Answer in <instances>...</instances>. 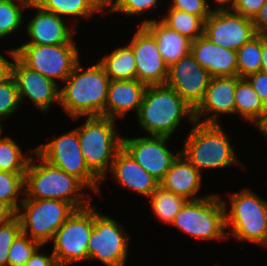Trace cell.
Wrapping results in <instances>:
<instances>
[{
	"label": "cell",
	"instance_id": "1",
	"mask_svg": "<svg viewBox=\"0 0 267 266\" xmlns=\"http://www.w3.org/2000/svg\"><path fill=\"white\" fill-rule=\"evenodd\" d=\"M81 70V71H80ZM60 89V106L74 120L81 116H104L110 79L102 65L83 70L78 61Z\"/></svg>",
	"mask_w": 267,
	"mask_h": 266
},
{
	"label": "cell",
	"instance_id": "2",
	"mask_svg": "<svg viewBox=\"0 0 267 266\" xmlns=\"http://www.w3.org/2000/svg\"><path fill=\"white\" fill-rule=\"evenodd\" d=\"M30 152L40 163L34 164L35 159L31 156L24 176L26 198L23 196V199H56L70 203L75 209L90 205L92 198L81 193L87 186L80 179L49 164L35 149Z\"/></svg>",
	"mask_w": 267,
	"mask_h": 266
},
{
	"label": "cell",
	"instance_id": "3",
	"mask_svg": "<svg viewBox=\"0 0 267 266\" xmlns=\"http://www.w3.org/2000/svg\"><path fill=\"white\" fill-rule=\"evenodd\" d=\"M138 123L150 135L168 136L186 118L194 123V109L166 84L147 86L137 114Z\"/></svg>",
	"mask_w": 267,
	"mask_h": 266
},
{
	"label": "cell",
	"instance_id": "4",
	"mask_svg": "<svg viewBox=\"0 0 267 266\" xmlns=\"http://www.w3.org/2000/svg\"><path fill=\"white\" fill-rule=\"evenodd\" d=\"M181 154L200 172L240 164L221 124L194 121Z\"/></svg>",
	"mask_w": 267,
	"mask_h": 266
},
{
	"label": "cell",
	"instance_id": "5",
	"mask_svg": "<svg viewBox=\"0 0 267 266\" xmlns=\"http://www.w3.org/2000/svg\"><path fill=\"white\" fill-rule=\"evenodd\" d=\"M115 121L104 116H90L85 124L76 128L85 163L102 182L122 147Z\"/></svg>",
	"mask_w": 267,
	"mask_h": 266
},
{
	"label": "cell",
	"instance_id": "6",
	"mask_svg": "<svg viewBox=\"0 0 267 266\" xmlns=\"http://www.w3.org/2000/svg\"><path fill=\"white\" fill-rule=\"evenodd\" d=\"M230 212L225 207L226 228L239 241L267 246V201L249 189L230 194Z\"/></svg>",
	"mask_w": 267,
	"mask_h": 266
},
{
	"label": "cell",
	"instance_id": "7",
	"mask_svg": "<svg viewBox=\"0 0 267 266\" xmlns=\"http://www.w3.org/2000/svg\"><path fill=\"white\" fill-rule=\"evenodd\" d=\"M181 231L205 240L227 239L225 207L218 194L188 200L171 223ZM225 229V230H224Z\"/></svg>",
	"mask_w": 267,
	"mask_h": 266
},
{
	"label": "cell",
	"instance_id": "8",
	"mask_svg": "<svg viewBox=\"0 0 267 266\" xmlns=\"http://www.w3.org/2000/svg\"><path fill=\"white\" fill-rule=\"evenodd\" d=\"M19 199L21 206L16 216L20 220L22 232L26 235L29 232L31 239L41 245L52 241L56 231L76 210L70 203L56 199Z\"/></svg>",
	"mask_w": 267,
	"mask_h": 266
},
{
	"label": "cell",
	"instance_id": "9",
	"mask_svg": "<svg viewBox=\"0 0 267 266\" xmlns=\"http://www.w3.org/2000/svg\"><path fill=\"white\" fill-rule=\"evenodd\" d=\"M94 227V206L76 209L56 231L53 255L57 266L88 260V243Z\"/></svg>",
	"mask_w": 267,
	"mask_h": 266
},
{
	"label": "cell",
	"instance_id": "10",
	"mask_svg": "<svg viewBox=\"0 0 267 266\" xmlns=\"http://www.w3.org/2000/svg\"><path fill=\"white\" fill-rule=\"evenodd\" d=\"M75 43L57 45L22 44L16 49V57L30 69L43 76L65 81L79 61Z\"/></svg>",
	"mask_w": 267,
	"mask_h": 266
},
{
	"label": "cell",
	"instance_id": "11",
	"mask_svg": "<svg viewBox=\"0 0 267 266\" xmlns=\"http://www.w3.org/2000/svg\"><path fill=\"white\" fill-rule=\"evenodd\" d=\"M35 152L49 164L76 176L87 188L100 192L102 181L86 165L76 129L36 147Z\"/></svg>",
	"mask_w": 267,
	"mask_h": 266
},
{
	"label": "cell",
	"instance_id": "12",
	"mask_svg": "<svg viewBox=\"0 0 267 266\" xmlns=\"http://www.w3.org/2000/svg\"><path fill=\"white\" fill-rule=\"evenodd\" d=\"M95 209L94 206V227L88 243V260L97 259L107 266H125L128 234L115 220Z\"/></svg>",
	"mask_w": 267,
	"mask_h": 266
},
{
	"label": "cell",
	"instance_id": "13",
	"mask_svg": "<svg viewBox=\"0 0 267 266\" xmlns=\"http://www.w3.org/2000/svg\"><path fill=\"white\" fill-rule=\"evenodd\" d=\"M256 34L252 20L228 7L217 6L204 22V36L226 49L237 51Z\"/></svg>",
	"mask_w": 267,
	"mask_h": 266
},
{
	"label": "cell",
	"instance_id": "14",
	"mask_svg": "<svg viewBox=\"0 0 267 266\" xmlns=\"http://www.w3.org/2000/svg\"><path fill=\"white\" fill-rule=\"evenodd\" d=\"M168 136L149 135L138 138H122V148L139 165L159 182L164 178L172 163L181 154L167 148Z\"/></svg>",
	"mask_w": 267,
	"mask_h": 266
},
{
	"label": "cell",
	"instance_id": "15",
	"mask_svg": "<svg viewBox=\"0 0 267 266\" xmlns=\"http://www.w3.org/2000/svg\"><path fill=\"white\" fill-rule=\"evenodd\" d=\"M14 60L11 75L14 78L20 103L28 97L41 111L47 112L52 102L60 104V89L57 82L25 66L17 57L16 49L8 50Z\"/></svg>",
	"mask_w": 267,
	"mask_h": 266
},
{
	"label": "cell",
	"instance_id": "16",
	"mask_svg": "<svg viewBox=\"0 0 267 266\" xmlns=\"http://www.w3.org/2000/svg\"><path fill=\"white\" fill-rule=\"evenodd\" d=\"M211 75L189 53L168 67L166 85L173 88L193 109L203 100Z\"/></svg>",
	"mask_w": 267,
	"mask_h": 266
},
{
	"label": "cell",
	"instance_id": "17",
	"mask_svg": "<svg viewBox=\"0 0 267 266\" xmlns=\"http://www.w3.org/2000/svg\"><path fill=\"white\" fill-rule=\"evenodd\" d=\"M138 26L129 44L136 61V79L146 86L163 85L168 77V66L154 36L143 25Z\"/></svg>",
	"mask_w": 267,
	"mask_h": 266
},
{
	"label": "cell",
	"instance_id": "18",
	"mask_svg": "<svg viewBox=\"0 0 267 266\" xmlns=\"http://www.w3.org/2000/svg\"><path fill=\"white\" fill-rule=\"evenodd\" d=\"M239 79V76L211 77L203 100L194 109L195 121L220 124L219 114H235L234 95Z\"/></svg>",
	"mask_w": 267,
	"mask_h": 266
},
{
	"label": "cell",
	"instance_id": "19",
	"mask_svg": "<svg viewBox=\"0 0 267 266\" xmlns=\"http://www.w3.org/2000/svg\"><path fill=\"white\" fill-rule=\"evenodd\" d=\"M28 8H35L37 13L26 26L31 41L25 44L57 45L74 43V30L67 27L62 17L44 10L36 2H30Z\"/></svg>",
	"mask_w": 267,
	"mask_h": 266
},
{
	"label": "cell",
	"instance_id": "20",
	"mask_svg": "<svg viewBox=\"0 0 267 266\" xmlns=\"http://www.w3.org/2000/svg\"><path fill=\"white\" fill-rule=\"evenodd\" d=\"M191 54L211 77L238 76L236 51L215 45L204 35L192 41Z\"/></svg>",
	"mask_w": 267,
	"mask_h": 266
},
{
	"label": "cell",
	"instance_id": "21",
	"mask_svg": "<svg viewBox=\"0 0 267 266\" xmlns=\"http://www.w3.org/2000/svg\"><path fill=\"white\" fill-rule=\"evenodd\" d=\"M110 172L122 187L146 197H150L160 186V182L145 171L122 147L115 156Z\"/></svg>",
	"mask_w": 267,
	"mask_h": 266
},
{
	"label": "cell",
	"instance_id": "22",
	"mask_svg": "<svg viewBox=\"0 0 267 266\" xmlns=\"http://www.w3.org/2000/svg\"><path fill=\"white\" fill-rule=\"evenodd\" d=\"M146 87L137 79L110 80L105 103V117L116 120L117 117L122 118L134 109L137 115Z\"/></svg>",
	"mask_w": 267,
	"mask_h": 266
},
{
	"label": "cell",
	"instance_id": "23",
	"mask_svg": "<svg viewBox=\"0 0 267 266\" xmlns=\"http://www.w3.org/2000/svg\"><path fill=\"white\" fill-rule=\"evenodd\" d=\"M201 182V172L180 154L160 181V186L187 200H198L204 198L196 195L200 190Z\"/></svg>",
	"mask_w": 267,
	"mask_h": 266
},
{
	"label": "cell",
	"instance_id": "24",
	"mask_svg": "<svg viewBox=\"0 0 267 266\" xmlns=\"http://www.w3.org/2000/svg\"><path fill=\"white\" fill-rule=\"evenodd\" d=\"M140 24L156 39L159 52L168 67L191 53L192 40L169 28L161 20L147 19Z\"/></svg>",
	"mask_w": 267,
	"mask_h": 266
},
{
	"label": "cell",
	"instance_id": "25",
	"mask_svg": "<svg viewBox=\"0 0 267 266\" xmlns=\"http://www.w3.org/2000/svg\"><path fill=\"white\" fill-rule=\"evenodd\" d=\"M235 114L257 126L263 119L266 105L246 78H240L235 91Z\"/></svg>",
	"mask_w": 267,
	"mask_h": 266
},
{
	"label": "cell",
	"instance_id": "26",
	"mask_svg": "<svg viewBox=\"0 0 267 266\" xmlns=\"http://www.w3.org/2000/svg\"><path fill=\"white\" fill-rule=\"evenodd\" d=\"M99 63L110 80L136 79V61L129 45L115 49L105 55Z\"/></svg>",
	"mask_w": 267,
	"mask_h": 266
},
{
	"label": "cell",
	"instance_id": "27",
	"mask_svg": "<svg viewBox=\"0 0 267 266\" xmlns=\"http://www.w3.org/2000/svg\"><path fill=\"white\" fill-rule=\"evenodd\" d=\"M44 10L64 18V16L91 17L94 13H105V0H37ZM105 9V10H104Z\"/></svg>",
	"mask_w": 267,
	"mask_h": 266
},
{
	"label": "cell",
	"instance_id": "28",
	"mask_svg": "<svg viewBox=\"0 0 267 266\" xmlns=\"http://www.w3.org/2000/svg\"><path fill=\"white\" fill-rule=\"evenodd\" d=\"M149 198H151L150 205L155 217L169 225L188 201L185 197L167 191L161 186H159Z\"/></svg>",
	"mask_w": 267,
	"mask_h": 266
},
{
	"label": "cell",
	"instance_id": "29",
	"mask_svg": "<svg viewBox=\"0 0 267 266\" xmlns=\"http://www.w3.org/2000/svg\"><path fill=\"white\" fill-rule=\"evenodd\" d=\"M160 20L169 28L188 37L192 41L204 35L205 21L200 16L169 7L166 16Z\"/></svg>",
	"mask_w": 267,
	"mask_h": 266
},
{
	"label": "cell",
	"instance_id": "30",
	"mask_svg": "<svg viewBox=\"0 0 267 266\" xmlns=\"http://www.w3.org/2000/svg\"><path fill=\"white\" fill-rule=\"evenodd\" d=\"M262 34H256L236 51L238 76L246 78L261 71Z\"/></svg>",
	"mask_w": 267,
	"mask_h": 266
},
{
	"label": "cell",
	"instance_id": "31",
	"mask_svg": "<svg viewBox=\"0 0 267 266\" xmlns=\"http://www.w3.org/2000/svg\"><path fill=\"white\" fill-rule=\"evenodd\" d=\"M30 158L11 137L0 138V171L25 173Z\"/></svg>",
	"mask_w": 267,
	"mask_h": 266
},
{
	"label": "cell",
	"instance_id": "32",
	"mask_svg": "<svg viewBox=\"0 0 267 266\" xmlns=\"http://www.w3.org/2000/svg\"><path fill=\"white\" fill-rule=\"evenodd\" d=\"M29 3L27 0H0V38L19 29L23 21L22 10Z\"/></svg>",
	"mask_w": 267,
	"mask_h": 266
},
{
	"label": "cell",
	"instance_id": "33",
	"mask_svg": "<svg viewBox=\"0 0 267 266\" xmlns=\"http://www.w3.org/2000/svg\"><path fill=\"white\" fill-rule=\"evenodd\" d=\"M25 173L0 171V201L8 205L15 213L19 209V194L24 195Z\"/></svg>",
	"mask_w": 267,
	"mask_h": 266
},
{
	"label": "cell",
	"instance_id": "34",
	"mask_svg": "<svg viewBox=\"0 0 267 266\" xmlns=\"http://www.w3.org/2000/svg\"><path fill=\"white\" fill-rule=\"evenodd\" d=\"M38 241L21 232L14 240L8 253V266H24L37 248H41Z\"/></svg>",
	"mask_w": 267,
	"mask_h": 266
},
{
	"label": "cell",
	"instance_id": "35",
	"mask_svg": "<svg viewBox=\"0 0 267 266\" xmlns=\"http://www.w3.org/2000/svg\"><path fill=\"white\" fill-rule=\"evenodd\" d=\"M17 85L10 75L0 81V121L7 119L20 105Z\"/></svg>",
	"mask_w": 267,
	"mask_h": 266
},
{
	"label": "cell",
	"instance_id": "36",
	"mask_svg": "<svg viewBox=\"0 0 267 266\" xmlns=\"http://www.w3.org/2000/svg\"><path fill=\"white\" fill-rule=\"evenodd\" d=\"M158 0H105V7L110 6L106 13L122 12L127 16L142 15L149 9L157 8Z\"/></svg>",
	"mask_w": 267,
	"mask_h": 266
},
{
	"label": "cell",
	"instance_id": "37",
	"mask_svg": "<svg viewBox=\"0 0 267 266\" xmlns=\"http://www.w3.org/2000/svg\"><path fill=\"white\" fill-rule=\"evenodd\" d=\"M21 232V223L16 215L7 223L0 225V266H8L10 247Z\"/></svg>",
	"mask_w": 267,
	"mask_h": 266
},
{
	"label": "cell",
	"instance_id": "38",
	"mask_svg": "<svg viewBox=\"0 0 267 266\" xmlns=\"http://www.w3.org/2000/svg\"><path fill=\"white\" fill-rule=\"evenodd\" d=\"M170 4L169 7L171 9L200 16L204 21L210 16L213 10L210 8L207 0H172Z\"/></svg>",
	"mask_w": 267,
	"mask_h": 266
},
{
	"label": "cell",
	"instance_id": "39",
	"mask_svg": "<svg viewBox=\"0 0 267 266\" xmlns=\"http://www.w3.org/2000/svg\"><path fill=\"white\" fill-rule=\"evenodd\" d=\"M264 2L265 0H233L229 7L233 12L253 20Z\"/></svg>",
	"mask_w": 267,
	"mask_h": 266
},
{
	"label": "cell",
	"instance_id": "40",
	"mask_svg": "<svg viewBox=\"0 0 267 266\" xmlns=\"http://www.w3.org/2000/svg\"><path fill=\"white\" fill-rule=\"evenodd\" d=\"M246 79L249 81L259 98L267 106V73L258 71L257 73L250 74Z\"/></svg>",
	"mask_w": 267,
	"mask_h": 266
},
{
	"label": "cell",
	"instance_id": "41",
	"mask_svg": "<svg viewBox=\"0 0 267 266\" xmlns=\"http://www.w3.org/2000/svg\"><path fill=\"white\" fill-rule=\"evenodd\" d=\"M39 248L32 254L24 266H57L53 253L51 256L39 253Z\"/></svg>",
	"mask_w": 267,
	"mask_h": 266
},
{
	"label": "cell",
	"instance_id": "42",
	"mask_svg": "<svg viewBox=\"0 0 267 266\" xmlns=\"http://www.w3.org/2000/svg\"><path fill=\"white\" fill-rule=\"evenodd\" d=\"M257 34L267 35V0L252 20Z\"/></svg>",
	"mask_w": 267,
	"mask_h": 266
},
{
	"label": "cell",
	"instance_id": "43",
	"mask_svg": "<svg viewBox=\"0 0 267 266\" xmlns=\"http://www.w3.org/2000/svg\"><path fill=\"white\" fill-rule=\"evenodd\" d=\"M15 215L16 213L8 205L0 201V225L7 223Z\"/></svg>",
	"mask_w": 267,
	"mask_h": 266
},
{
	"label": "cell",
	"instance_id": "44",
	"mask_svg": "<svg viewBox=\"0 0 267 266\" xmlns=\"http://www.w3.org/2000/svg\"><path fill=\"white\" fill-rule=\"evenodd\" d=\"M13 62H9L0 54V81L11 75V67Z\"/></svg>",
	"mask_w": 267,
	"mask_h": 266
},
{
	"label": "cell",
	"instance_id": "45",
	"mask_svg": "<svg viewBox=\"0 0 267 266\" xmlns=\"http://www.w3.org/2000/svg\"><path fill=\"white\" fill-rule=\"evenodd\" d=\"M261 71L267 73V35H262Z\"/></svg>",
	"mask_w": 267,
	"mask_h": 266
},
{
	"label": "cell",
	"instance_id": "46",
	"mask_svg": "<svg viewBox=\"0 0 267 266\" xmlns=\"http://www.w3.org/2000/svg\"><path fill=\"white\" fill-rule=\"evenodd\" d=\"M256 127L257 129L259 128L261 134L265 135L267 140V106L263 119L257 124Z\"/></svg>",
	"mask_w": 267,
	"mask_h": 266
},
{
	"label": "cell",
	"instance_id": "47",
	"mask_svg": "<svg viewBox=\"0 0 267 266\" xmlns=\"http://www.w3.org/2000/svg\"><path fill=\"white\" fill-rule=\"evenodd\" d=\"M233 0H215V3L219 4V7H225V4L229 5Z\"/></svg>",
	"mask_w": 267,
	"mask_h": 266
},
{
	"label": "cell",
	"instance_id": "48",
	"mask_svg": "<svg viewBox=\"0 0 267 266\" xmlns=\"http://www.w3.org/2000/svg\"><path fill=\"white\" fill-rule=\"evenodd\" d=\"M0 122H2V121H0ZM1 134H2V125L0 123V138H1Z\"/></svg>",
	"mask_w": 267,
	"mask_h": 266
},
{
	"label": "cell",
	"instance_id": "49",
	"mask_svg": "<svg viewBox=\"0 0 267 266\" xmlns=\"http://www.w3.org/2000/svg\"><path fill=\"white\" fill-rule=\"evenodd\" d=\"M28 2H36L37 0H27Z\"/></svg>",
	"mask_w": 267,
	"mask_h": 266
}]
</instances>
